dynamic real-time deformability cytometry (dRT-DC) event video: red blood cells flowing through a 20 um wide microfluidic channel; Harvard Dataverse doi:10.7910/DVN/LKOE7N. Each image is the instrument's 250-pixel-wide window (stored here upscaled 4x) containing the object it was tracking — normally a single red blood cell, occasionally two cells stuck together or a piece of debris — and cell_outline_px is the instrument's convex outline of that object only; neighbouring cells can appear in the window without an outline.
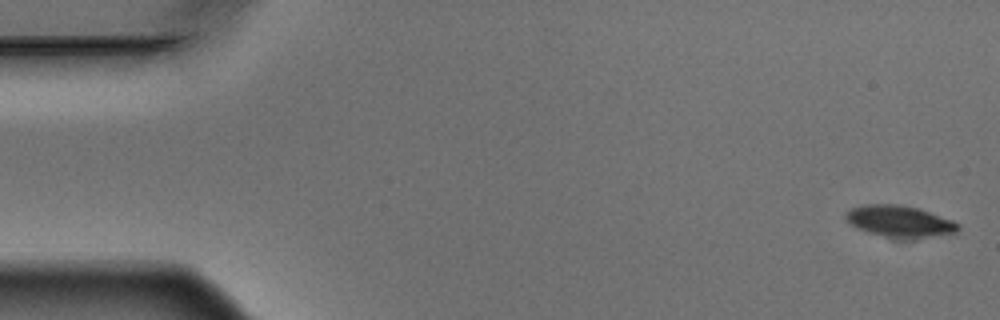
{"species": "Egyptian fruit bat (a non-hibernating species)", "species_latin": "Rousettus aegyptiacus", "temperature_condition": "warm", "stored_images_in_passage": 6, "camera_frame_rate_fps": 3000, "um_per_image_px": 0.085, "animal": {"sex": "male"}, "frame": {"image": 1, "passage_image": 1, "time_ms": 0.0, "image_size_px": [1000, 320], "cell_outline_px": [[960, 228], [956, 232], [908, 240], [896, 240], [868, 232], [856, 228], [844, 216], [852, 208], [864, 204], [900, 204], [920, 208], [952, 220], [960, 224]], "centroid_in_image_um": [76.49, 18.83], "position_along_channel_um": 8.5, "area_um2": 20.98}}